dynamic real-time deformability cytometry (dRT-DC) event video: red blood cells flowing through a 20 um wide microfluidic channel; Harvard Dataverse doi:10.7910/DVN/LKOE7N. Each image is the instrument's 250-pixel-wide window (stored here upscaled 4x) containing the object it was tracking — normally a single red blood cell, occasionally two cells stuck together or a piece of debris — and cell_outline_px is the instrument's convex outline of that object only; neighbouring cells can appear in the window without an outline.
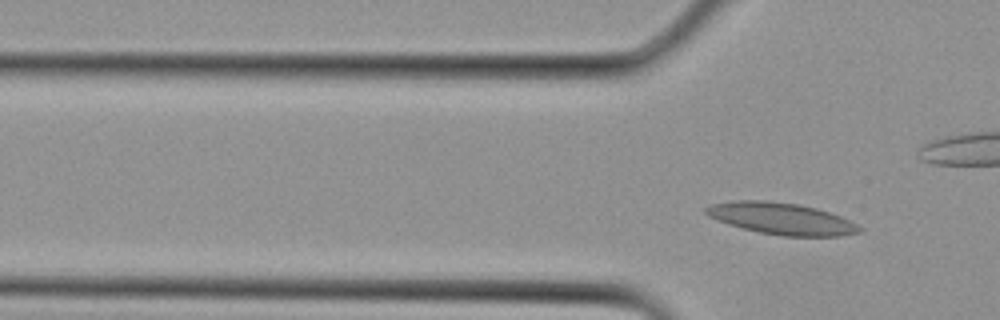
{"species": "Egyptian fruit bat (a non-hibernating species)", "species_latin": "Rousettus aegyptiacus", "temperature_condition": "cold", "stored_images_in_passage": 4, "camera_frame_rate_fps": 3000, "um_per_image_px": 0.085, "animal": {"sex": "female"}, "frame": {"image": 1, "passage_image": 4, "time_ms": 1.0, "image_size_px": [1000, 320], "cell_outline_px": [[864, 228], [860, 232], [844, 236], [780, 236], [760, 232], [728, 224], [708, 216], [704, 212], [704, 208], [712, 204], [736, 200], [764, 200], [796, 204], [816, 208], [840, 216]], "centroid_in_image_um": [66.42, 18.58], "position_along_channel_um": 59.4, "area_um2": 28.21}}